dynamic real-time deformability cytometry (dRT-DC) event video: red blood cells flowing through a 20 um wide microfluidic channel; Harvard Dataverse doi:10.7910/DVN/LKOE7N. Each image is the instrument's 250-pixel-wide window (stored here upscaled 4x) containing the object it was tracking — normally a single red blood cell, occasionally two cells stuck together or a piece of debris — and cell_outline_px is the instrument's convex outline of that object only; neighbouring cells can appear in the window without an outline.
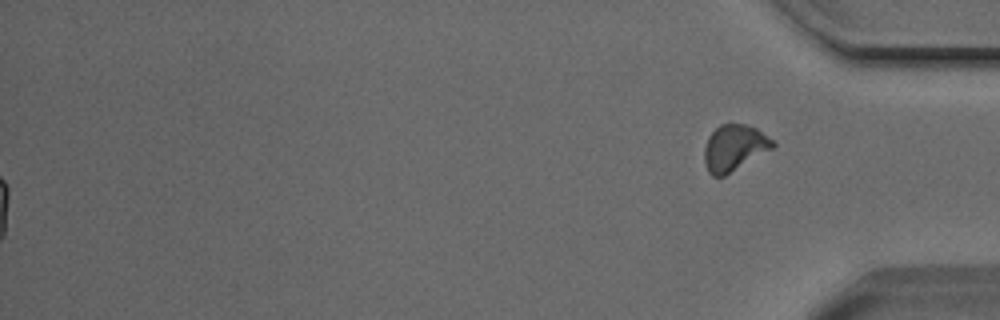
{"species": "Egyptian fruit bat (a non-hibernating species)", "species_latin": "Rousettus aegyptiacus", "temperature_condition": "cold", "stored_images_in_passage": 50, "segment_of_instrument_passage": [2, 2], "camera_frame_rate_fps": 3000, "um_per_image_px": 0.085, "animal": {"sex": "male"}, "frame": {"image": 1, "passage_image": 50, "time_ms": 16.333, "image_size_px": [1000, 320], "cell_outline_px": [[776, 144], [772, 148], [724, 176], [712, 176], [708, 172], [704, 164], [704, 148], [708, 136], [720, 124], [744, 124], [756, 128], [776, 140]], "centroid_in_image_um": [62.4, 12.55], "position_along_channel_um": 372.8, "area_um2": 18.38}}